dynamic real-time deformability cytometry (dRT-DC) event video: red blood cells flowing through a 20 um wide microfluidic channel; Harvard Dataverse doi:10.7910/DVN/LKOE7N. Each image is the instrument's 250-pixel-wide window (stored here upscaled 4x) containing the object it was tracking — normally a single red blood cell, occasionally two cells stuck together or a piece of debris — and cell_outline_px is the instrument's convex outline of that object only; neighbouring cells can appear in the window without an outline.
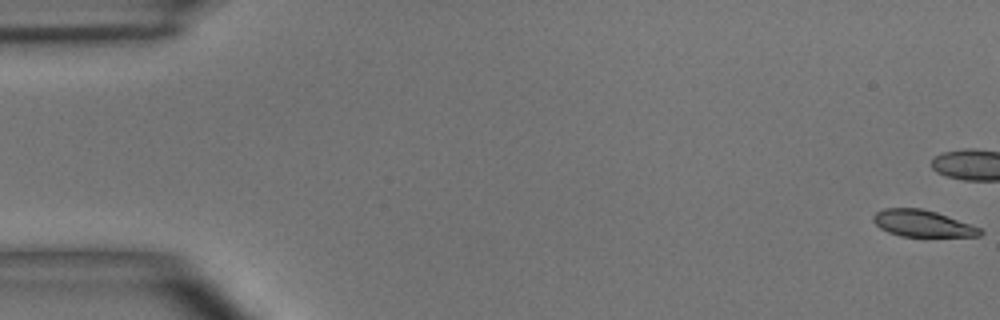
{"species": "common noctule bat (a hibernating species)", "species_latin": "Nyctalus noctula", "temperature_condition": "room temperature", "stored_images_in_passage": 18, "camera_frame_rate_fps": 3000, "um_per_image_px": 0.085, "animal": {"sex": "male", "body_mass_g": 15.6}, "frame": {"image": 1, "passage_image": 1, "time_ms": 0.0, "image_size_px": [1000, 320], "cell_outline_px": [[984, 232], [980, 236], [900, 236], [888, 232], [880, 228], [872, 220], [872, 216], [876, 212], [884, 208], [920, 208], [936, 212], [980, 228]], "centroid_in_image_um": [78.37, 18.99], "position_along_channel_um": 6.6, "area_um2": 16.42}}
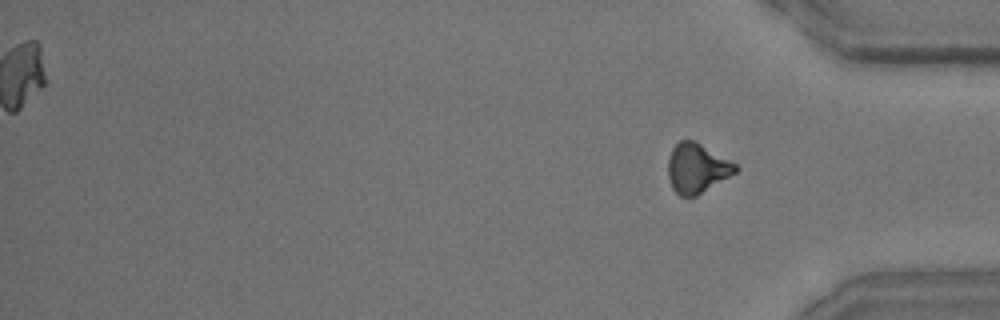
{"frame": {"image": 2, "passage_image": 18, "time_ms": 20.667, "image_size_px": [1000, 320], "cell_outline_px": [[740, 168], [736, 172], [696, 196], [688, 200], [680, 196], [672, 188], [668, 176], [668, 160], [672, 148], [680, 140], [696, 140], [736, 164]], "centroid_in_image_um": [59.22, 14.31], "position_along_channel_um": 376.0, "area_um2": 19.65}, "authors_computed_cell_mechanics": {"area_um2": 19.5942, "velocity_mm_per_s": 2.7701, "shape_relaxation_time_tau1_ms": null, "shape_relaxation_time_tau2_ms": 1.2908, "deformation_change_tau1": null, "deformation_change_tau2": 0.0804}}